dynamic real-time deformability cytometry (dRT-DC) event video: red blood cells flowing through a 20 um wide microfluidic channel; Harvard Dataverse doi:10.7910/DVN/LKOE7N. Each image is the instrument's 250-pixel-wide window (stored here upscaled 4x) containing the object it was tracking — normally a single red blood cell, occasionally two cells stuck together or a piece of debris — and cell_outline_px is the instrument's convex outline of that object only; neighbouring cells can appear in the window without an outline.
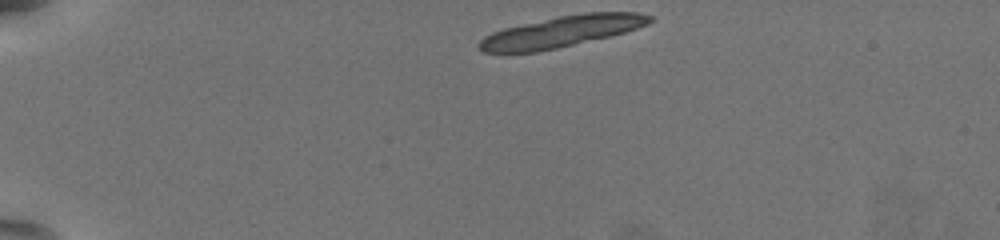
{"species": "common noctule bat (a hibernating species)", "species_latin": "Nyctalus noctula", "temperature_condition": "warm", "stored_images_in_passage": 13, "camera_frame_rate_fps": 3000, "um_per_image_px": 0.085, "animal": {"sex": "female", "body_mass_g": 19.5, "forearm_length_mm": 54.1}, "frame": {"image": 1, "passage_image": 1, "time_ms": 0.0, "image_size_px": [1000, 240], "cell_outline_px": [[652, 20], [648, 24], [624, 32], [608, 36], [556, 48], [536, 52], [484, 52], [476, 44], [484, 36], [492, 32], [504, 28], [556, 16], [584, 12], [640, 12], [652, 16]], "centroid_in_image_um": [47.72, 2.66], "position_along_channel_um": 37.3, "area_um2": 30.69}}